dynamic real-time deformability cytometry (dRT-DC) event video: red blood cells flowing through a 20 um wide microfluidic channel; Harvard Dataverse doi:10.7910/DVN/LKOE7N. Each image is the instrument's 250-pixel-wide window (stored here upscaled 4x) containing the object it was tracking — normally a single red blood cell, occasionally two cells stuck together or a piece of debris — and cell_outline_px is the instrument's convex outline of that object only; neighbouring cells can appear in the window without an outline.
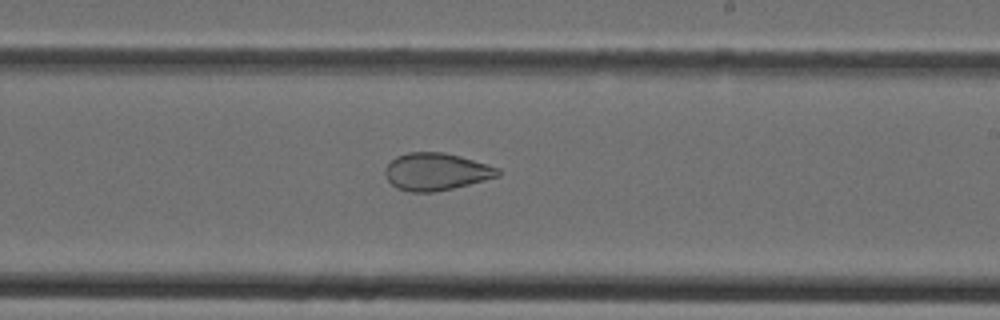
{"species": "Egyptian fruit bat (a non-hibernating species)", "species_latin": "Rousettus aegyptiacus", "temperature_condition": "cold", "stored_images_in_passage": 33, "camera_frame_rate_fps": 3000, "um_per_image_px": 0.085, "animal": {"sex": "female"}, "frame": {"image": 1, "passage_image": 19, "time_ms": 6.0, "image_size_px": [1000, 320], "cell_outline_px": [[500, 176], [452, 188], [432, 192], [408, 192], [396, 188], [388, 180], [384, 172], [384, 168], [396, 156], [408, 152], [444, 152], [460, 156], [500, 168]], "centroid_in_image_um": [37.05, 14.59], "position_along_channel_um": 251.9, "area_um2": 24.51}}